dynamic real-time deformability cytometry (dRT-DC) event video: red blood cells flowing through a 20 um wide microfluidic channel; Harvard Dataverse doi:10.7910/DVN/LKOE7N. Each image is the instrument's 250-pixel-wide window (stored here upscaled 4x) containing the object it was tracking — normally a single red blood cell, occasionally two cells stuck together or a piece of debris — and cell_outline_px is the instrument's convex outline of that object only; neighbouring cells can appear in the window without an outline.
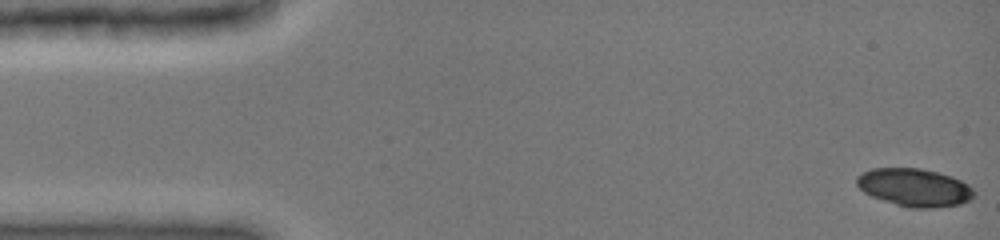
{"species": "common noctule bat (a hibernating species)", "species_latin": "Nyctalus noctula", "temperature_condition": "cold", "stored_images_in_passage": 47, "camera_frame_rate_fps": 3000, "um_per_image_px": 0.085, "animal": {"sex": "female", "body_mass_g": 19.0, "forearm_length_mm": 51.5}, "frame": {"image": 1, "passage_image": 1, "time_ms": 0.0, "image_size_px": [1000, 240], "cell_outline_px": [[976, 196], [960, 204], [932, 208], [908, 208], [872, 196], [864, 192], [856, 184], [856, 176], [872, 168], [920, 168], [952, 176], [968, 184], [976, 192]], "centroid_in_image_um": [77.75, 15.93], "position_along_channel_um": 7.3, "area_um2": 25.89}}
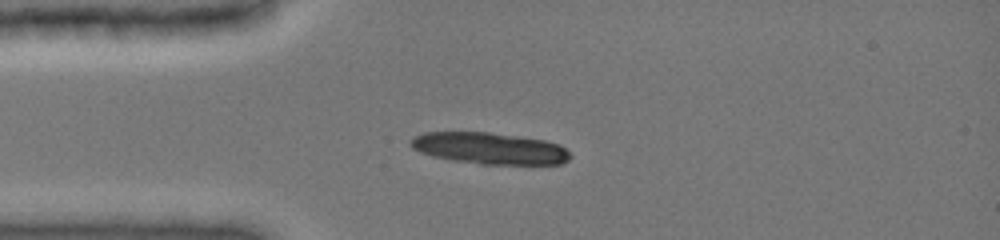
{"frame": {"image": 2, "passage_image": 25, "time_ms": 3.667, "image_size_px": [1000, 240], "cell_outline_px": [[572, 156], [568, 160], [560, 164], [480, 164], [452, 160], [432, 156], [420, 152], [412, 148], [408, 144], [408, 140], [412, 136], [424, 132], [488, 132], [544, 140], [560, 144]], "centroid_in_image_um": [41.55, 12.6], "position_along_channel_um": 43.4, "area_um2": 29.48}}